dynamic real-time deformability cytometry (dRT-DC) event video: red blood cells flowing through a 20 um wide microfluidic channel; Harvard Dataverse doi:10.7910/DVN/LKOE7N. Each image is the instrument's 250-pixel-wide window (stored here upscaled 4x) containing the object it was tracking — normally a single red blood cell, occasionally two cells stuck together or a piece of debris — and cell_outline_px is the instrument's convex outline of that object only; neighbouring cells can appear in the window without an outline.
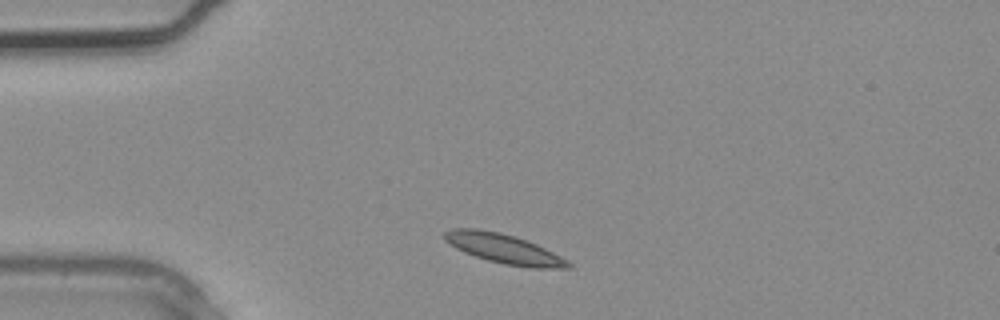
{"species": "common noctule bat (a hibernating species)", "species_latin": "Nyctalus noctula", "temperature_condition": "warm", "stored_images_in_passage": 1, "camera_frame_rate_fps": 3000, "um_per_image_px": 0.085, "animal": {"sex": "male", "body_mass_g": 20.4}, "frame": {"image": 1, "passage_image": 1, "time_ms": 0.0, "image_size_px": [1000, 320], "cell_outline_px": [[572, 268], [528, 268], [504, 264], [488, 260], [464, 252], [456, 248], [444, 240], [444, 232], [452, 228], [476, 228], [500, 232], [516, 236], [536, 244], [568, 260], [572, 264]], "centroid_in_image_um": [42.83, 21.14], "position_along_channel_um": 42.2, "area_um2": 21.33}}